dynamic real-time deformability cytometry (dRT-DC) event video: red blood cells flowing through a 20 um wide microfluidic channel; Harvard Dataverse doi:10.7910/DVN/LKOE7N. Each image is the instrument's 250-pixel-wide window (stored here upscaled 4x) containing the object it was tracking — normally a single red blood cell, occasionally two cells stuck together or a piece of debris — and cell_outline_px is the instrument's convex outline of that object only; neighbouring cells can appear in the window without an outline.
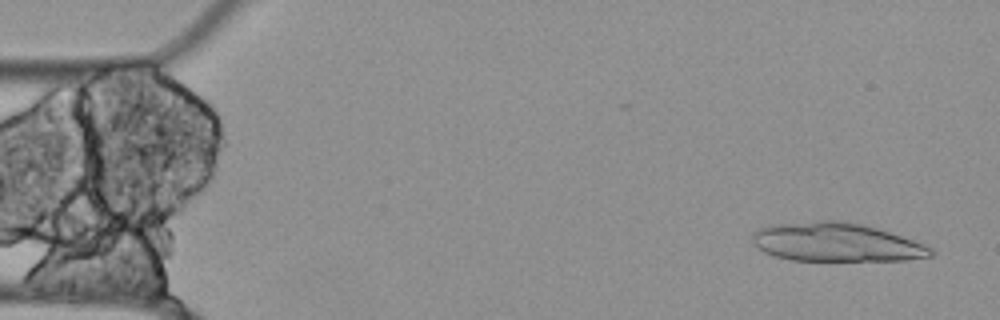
{"species": "Egyptian fruit bat (a non-hibernating species)", "species_latin": "Rousettus aegyptiacus", "temperature_condition": "cold", "stored_images_in_passage": 16, "camera_frame_rate_fps": 3000, "um_per_image_px": 0.085, "animal": {"sex": "female"}, "frame": {"image": 1, "passage_image": 3, "time_ms": 0.667, "image_size_px": [1000, 320], "cell_outline_px": [[936, 252], [932, 256], [904, 260], [792, 260], [776, 256], [764, 252], [752, 244], [752, 232], [760, 228], [780, 224], [820, 220], [840, 220], [880, 228], [924, 244], [932, 248]], "centroid_in_image_um": [71.1, 20.59], "position_along_channel_um": 13.9, "area_um2": 40.17}}
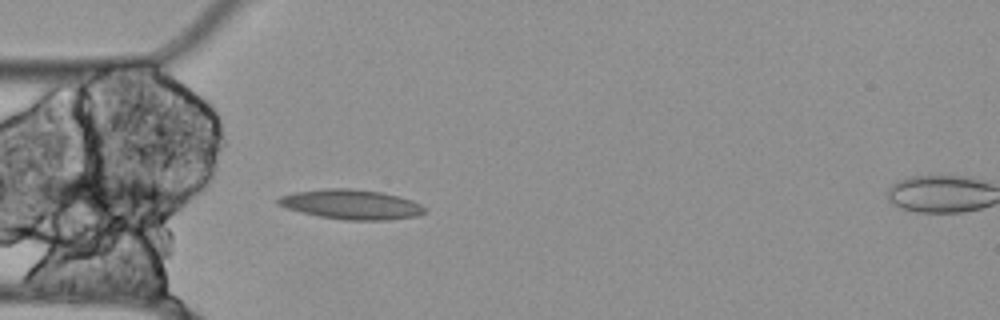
{"frame": {"image": 2, "passage_image": 16, "time_ms": 5.0, "image_size_px": [1000, 320], "cell_outline_px": [[428, 212], [416, 216], [388, 220], [344, 220], [320, 216], [300, 212], [276, 204], [276, 200], [280, 196], [296, 192], [328, 188], [348, 188], [380, 192], [412, 200], [420, 204]], "centroid_in_image_um": [29.85, 17.38], "position_along_channel_um": 55.1, "area_um2": 25.2}}